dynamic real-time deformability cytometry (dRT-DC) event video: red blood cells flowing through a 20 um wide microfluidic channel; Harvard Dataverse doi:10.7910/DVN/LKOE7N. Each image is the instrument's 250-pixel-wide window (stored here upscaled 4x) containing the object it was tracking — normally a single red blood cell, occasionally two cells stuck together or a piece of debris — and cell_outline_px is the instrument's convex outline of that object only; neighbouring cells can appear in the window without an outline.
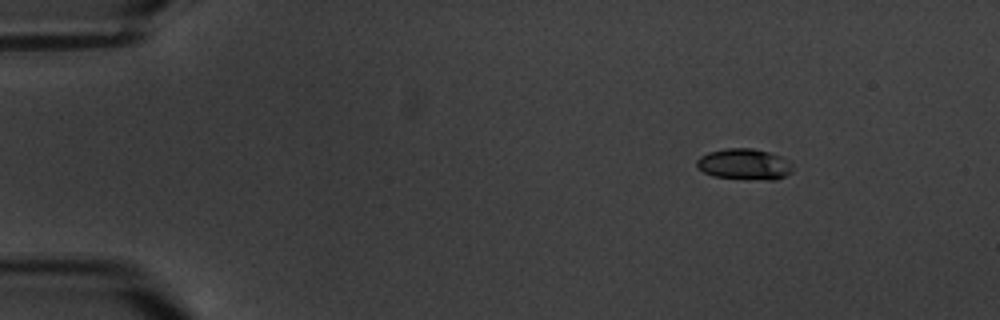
{"species": "common noctule bat (a hibernating species)", "species_latin": "Nyctalus noctula", "temperature_condition": "warm", "stored_images_in_passage": 5, "camera_frame_rate_fps": 3000, "um_per_image_px": 0.085, "animal": {"sex": "male", "body_mass_g": 20.1, "forearm_length_mm": 53.5}, "frame": {"image": 1, "passage_image": 2, "time_ms": 1.0, "image_size_px": [1000, 320], "cell_outline_px": [[792, 172], [776, 180], [768, 180], [712, 176], [704, 172], [696, 164], [696, 160], [700, 156], [708, 152], [724, 148], [752, 148], [768, 152], [780, 156], [788, 160], [792, 164]], "centroid_in_image_um": [63.27, 13.95], "position_along_channel_um": 21.7, "area_um2": 17.28}}
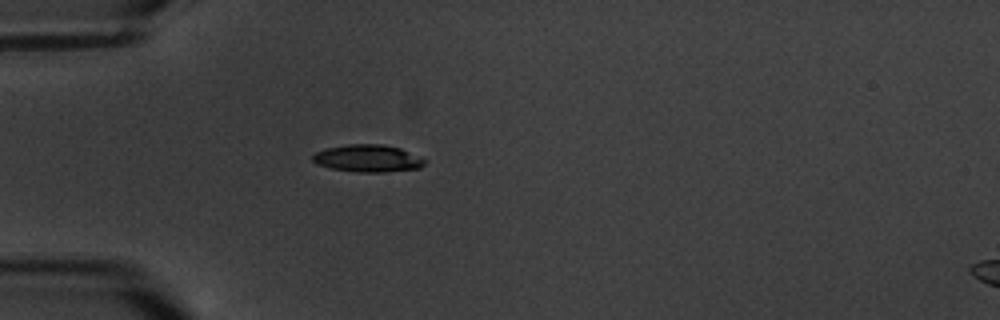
{"frame": {"image": 2, "passage_image": 4, "time_ms": 4.333, "image_size_px": [1000, 320], "cell_outline_px": [[428, 160], [420, 168], [384, 172], [360, 172], [332, 168], [316, 164], [312, 160], [312, 156], [316, 152], [324, 148], [348, 144], [380, 144], [400, 148]], "centroid_in_image_um": [31.26, 13.45], "position_along_channel_um": 53.7, "area_um2": 17.8}}